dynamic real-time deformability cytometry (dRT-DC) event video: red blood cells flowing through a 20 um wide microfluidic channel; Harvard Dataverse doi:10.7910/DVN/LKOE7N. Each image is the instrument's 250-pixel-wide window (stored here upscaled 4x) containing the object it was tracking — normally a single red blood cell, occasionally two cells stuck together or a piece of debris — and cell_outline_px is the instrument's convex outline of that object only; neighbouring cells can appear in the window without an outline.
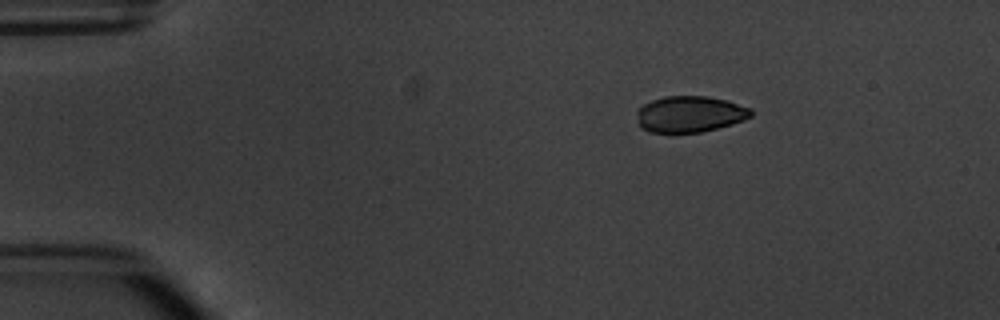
{"species": "common noctule bat (a hibernating species)", "species_latin": "Nyctalus noctula", "temperature_condition": "warm", "stored_images_in_passage": 3, "camera_frame_rate_fps": 3000, "um_per_image_px": 0.085, "animal": {"sex": "male", "body_mass_g": 20.1, "forearm_length_mm": 53.5}, "frame": {"image": 1, "passage_image": 1, "time_ms": 0.0, "image_size_px": [1000, 320], "cell_outline_px": [[752, 116], [744, 120], [732, 124], [700, 132], [648, 132], [640, 128], [636, 112], [644, 104], [652, 100], [664, 96], [708, 96], [728, 100], [752, 108]], "centroid_in_image_um": [58.65, 9.69], "position_along_channel_um": 26.3, "area_um2": 24.22}}